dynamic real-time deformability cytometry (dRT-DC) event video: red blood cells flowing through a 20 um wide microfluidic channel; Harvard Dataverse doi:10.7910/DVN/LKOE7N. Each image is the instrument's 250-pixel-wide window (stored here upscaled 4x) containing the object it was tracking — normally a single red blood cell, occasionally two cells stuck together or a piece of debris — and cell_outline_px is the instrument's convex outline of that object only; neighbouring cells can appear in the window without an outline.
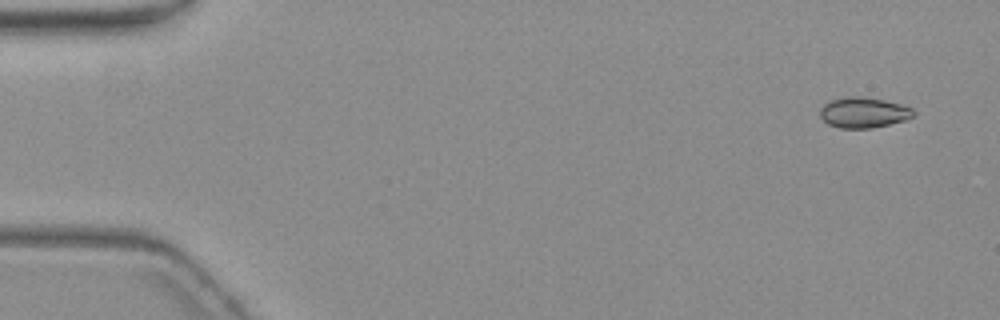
{"species": "common noctule bat (a hibernating species)", "species_latin": "Nyctalus noctula", "temperature_condition": "warm", "stored_images_in_passage": 3, "camera_frame_rate_fps": 3000, "um_per_image_px": 0.085, "animal": {"sex": "female", "body_mass_g": 19.3, "forearm_length_mm": 54.1}, "frame": {"image": 1, "passage_image": 1, "time_ms": 0.0, "image_size_px": [1000, 320], "cell_outline_px": [[916, 112], [912, 116], [904, 120], [872, 128], [840, 128], [828, 124], [820, 116], [820, 108], [824, 104], [832, 100], [848, 96], [856, 96], [884, 100], [900, 104], [912, 108]], "centroid_in_image_um": [73.39, 9.57], "position_along_channel_um": 11.6, "area_um2": 16.42}}